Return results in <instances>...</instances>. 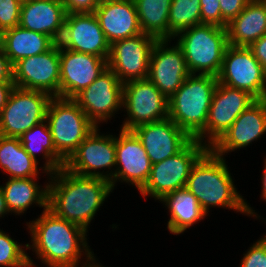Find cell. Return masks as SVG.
<instances>
[{"label": "cell", "instance_id": "6da1fadb", "mask_svg": "<svg viewBox=\"0 0 266 267\" xmlns=\"http://www.w3.org/2000/svg\"><path fill=\"white\" fill-rule=\"evenodd\" d=\"M48 177L51 180L48 181V209L88 231L95 214L113 191L111 182L74 174L64 166Z\"/></svg>", "mask_w": 266, "mask_h": 267}, {"label": "cell", "instance_id": "d590c367", "mask_svg": "<svg viewBox=\"0 0 266 267\" xmlns=\"http://www.w3.org/2000/svg\"><path fill=\"white\" fill-rule=\"evenodd\" d=\"M250 0H220V9L223 20L229 24L246 7Z\"/></svg>", "mask_w": 266, "mask_h": 267}, {"label": "cell", "instance_id": "e0dca14e", "mask_svg": "<svg viewBox=\"0 0 266 267\" xmlns=\"http://www.w3.org/2000/svg\"><path fill=\"white\" fill-rule=\"evenodd\" d=\"M152 163L140 139L132 130L121 129L116 137V164L110 180L114 189L116 182L130 183L139 191L147 182Z\"/></svg>", "mask_w": 266, "mask_h": 267}, {"label": "cell", "instance_id": "3957f363", "mask_svg": "<svg viewBox=\"0 0 266 267\" xmlns=\"http://www.w3.org/2000/svg\"><path fill=\"white\" fill-rule=\"evenodd\" d=\"M225 160L209 148L193 165L185 187L207 214L210 207L217 206L259 218L237 192Z\"/></svg>", "mask_w": 266, "mask_h": 267}, {"label": "cell", "instance_id": "d6a6232c", "mask_svg": "<svg viewBox=\"0 0 266 267\" xmlns=\"http://www.w3.org/2000/svg\"><path fill=\"white\" fill-rule=\"evenodd\" d=\"M23 0H0V34L19 26Z\"/></svg>", "mask_w": 266, "mask_h": 267}, {"label": "cell", "instance_id": "e575fe53", "mask_svg": "<svg viewBox=\"0 0 266 267\" xmlns=\"http://www.w3.org/2000/svg\"><path fill=\"white\" fill-rule=\"evenodd\" d=\"M200 5L201 23L227 27L228 24L222 18L220 0H200Z\"/></svg>", "mask_w": 266, "mask_h": 267}, {"label": "cell", "instance_id": "83f0119b", "mask_svg": "<svg viewBox=\"0 0 266 267\" xmlns=\"http://www.w3.org/2000/svg\"><path fill=\"white\" fill-rule=\"evenodd\" d=\"M19 139L23 148L38 163L36 154L42 152V158L46 162L41 169L48 175L55 173L65 166L66 160L56 151L46 120L26 131Z\"/></svg>", "mask_w": 266, "mask_h": 267}, {"label": "cell", "instance_id": "4fadbf2b", "mask_svg": "<svg viewBox=\"0 0 266 267\" xmlns=\"http://www.w3.org/2000/svg\"><path fill=\"white\" fill-rule=\"evenodd\" d=\"M255 101L256 99L249 93L218 82L212 97L205 129L195 139L211 148L236 118ZM204 139L206 140L204 141Z\"/></svg>", "mask_w": 266, "mask_h": 267}, {"label": "cell", "instance_id": "8992f818", "mask_svg": "<svg viewBox=\"0 0 266 267\" xmlns=\"http://www.w3.org/2000/svg\"><path fill=\"white\" fill-rule=\"evenodd\" d=\"M56 151L67 161L96 127L74 99L52 97L46 119Z\"/></svg>", "mask_w": 266, "mask_h": 267}, {"label": "cell", "instance_id": "7bdbcfd3", "mask_svg": "<svg viewBox=\"0 0 266 267\" xmlns=\"http://www.w3.org/2000/svg\"><path fill=\"white\" fill-rule=\"evenodd\" d=\"M95 256L93 255L89 260H86V262L83 263V266L81 267H104L96 262ZM88 263V264H87ZM96 263V264H95Z\"/></svg>", "mask_w": 266, "mask_h": 267}, {"label": "cell", "instance_id": "4dcf8cb0", "mask_svg": "<svg viewBox=\"0 0 266 267\" xmlns=\"http://www.w3.org/2000/svg\"><path fill=\"white\" fill-rule=\"evenodd\" d=\"M201 24L200 0H172L168 19L169 39L181 31Z\"/></svg>", "mask_w": 266, "mask_h": 267}, {"label": "cell", "instance_id": "52a82bcc", "mask_svg": "<svg viewBox=\"0 0 266 267\" xmlns=\"http://www.w3.org/2000/svg\"><path fill=\"white\" fill-rule=\"evenodd\" d=\"M208 149L207 145L192 139L176 155L152 164L149 178L139 190L140 194L161 200L165 195L184 188L193 165Z\"/></svg>", "mask_w": 266, "mask_h": 267}, {"label": "cell", "instance_id": "f6af8a7d", "mask_svg": "<svg viewBox=\"0 0 266 267\" xmlns=\"http://www.w3.org/2000/svg\"><path fill=\"white\" fill-rule=\"evenodd\" d=\"M257 1H259V2H261V3L266 5V0H257Z\"/></svg>", "mask_w": 266, "mask_h": 267}, {"label": "cell", "instance_id": "8fae6325", "mask_svg": "<svg viewBox=\"0 0 266 267\" xmlns=\"http://www.w3.org/2000/svg\"><path fill=\"white\" fill-rule=\"evenodd\" d=\"M99 130V127H95L91 131L64 167L80 176L101 177L110 181L116 164V135H100ZM101 169L108 171L103 173L99 171Z\"/></svg>", "mask_w": 266, "mask_h": 267}, {"label": "cell", "instance_id": "ab89813d", "mask_svg": "<svg viewBox=\"0 0 266 267\" xmlns=\"http://www.w3.org/2000/svg\"><path fill=\"white\" fill-rule=\"evenodd\" d=\"M14 87L15 84L13 82H0V113L7 104L8 98Z\"/></svg>", "mask_w": 266, "mask_h": 267}, {"label": "cell", "instance_id": "5b68a950", "mask_svg": "<svg viewBox=\"0 0 266 267\" xmlns=\"http://www.w3.org/2000/svg\"><path fill=\"white\" fill-rule=\"evenodd\" d=\"M175 38L183 51L190 74L217 77L228 46L226 28L201 23L181 31Z\"/></svg>", "mask_w": 266, "mask_h": 267}, {"label": "cell", "instance_id": "f1b7e54d", "mask_svg": "<svg viewBox=\"0 0 266 267\" xmlns=\"http://www.w3.org/2000/svg\"><path fill=\"white\" fill-rule=\"evenodd\" d=\"M38 162L23 148L20 139L0 135V168L9 178H32L39 175Z\"/></svg>", "mask_w": 266, "mask_h": 267}, {"label": "cell", "instance_id": "836d02e7", "mask_svg": "<svg viewBox=\"0 0 266 267\" xmlns=\"http://www.w3.org/2000/svg\"><path fill=\"white\" fill-rule=\"evenodd\" d=\"M244 253L240 267H266V234Z\"/></svg>", "mask_w": 266, "mask_h": 267}, {"label": "cell", "instance_id": "ba28073f", "mask_svg": "<svg viewBox=\"0 0 266 267\" xmlns=\"http://www.w3.org/2000/svg\"><path fill=\"white\" fill-rule=\"evenodd\" d=\"M217 81L245 91L256 100L266 99V73L249 47H226Z\"/></svg>", "mask_w": 266, "mask_h": 267}, {"label": "cell", "instance_id": "484cf974", "mask_svg": "<svg viewBox=\"0 0 266 267\" xmlns=\"http://www.w3.org/2000/svg\"><path fill=\"white\" fill-rule=\"evenodd\" d=\"M0 44L10 63L48 51L55 42L48 36L16 26L0 34Z\"/></svg>", "mask_w": 266, "mask_h": 267}, {"label": "cell", "instance_id": "7c38bea8", "mask_svg": "<svg viewBox=\"0 0 266 267\" xmlns=\"http://www.w3.org/2000/svg\"><path fill=\"white\" fill-rule=\"evenodd\" d=\"M15 87L42 91L60 97V46L55 43L48 51L20 59L13 65Z\"/></svg>", "mask_w": 266, "mask_h": 267}, {"label": "cell", "instance_id": "5bb4252c", "mask_svg": "<svg viewBox=\"0 0 266 267\" xmlns=\"http://www.w3.org/2000/svg\"><path fill=\"white\" fill-rule=\"evenodd\" d=\"M157 39L151 35H139L120 39L110 45L108 68L121 83L146 79L149 72L150 55Z\"/></svg>", "mask_w": 266, "mask_h": 267}, {"label": "cell", "instance_id": "f35d334b", "mask_svg": "<svg viewBox=\"0 0 266 267\" xmlns=\"http://www.w3.org/2000/svg\"><path fill=\"white\" fill-rule=\"evenodd\" d=\"M249 48L253 52L254 57L261 63L266 73V35L253 42Z\"/></svg>", "mask_w": 266, "mask_h": 267}, {"label": "cell", "instance_id": "d6986e66", "mask_svg": "<svg viewBox=\"0 0 266 267\" xmlns=\"http://www.w3.org/2000/svg\"><path fill=\"white\" fill-rule=\"evenodd\" d=\"M58 44L61 48L93 54L107 61L110 55L111 44L94 13L67 14Z\"/></svg>", "mask_w": 266, "mask_h": 267}, {"label": "cell", "instance_id": "cb8c5ba5", "mask_svg": "<svg viewBox=\"0 0 266 267\" xmlns=\"http://www.w3.org/2000/svg\"><path fill=\"white\" fill-rule=\"evenodd\" d=\"M226 29L228 45L249 47L266 35V5L257 0H250Z\"/></svg>", "mask_w": 266, "mask_h": 267}, {"label": "cell", "instance_id": "2e32d148", "mask_svg": "<svg viewBox=\"0 0 266 267\" xmlns=\"http://www.w3.org/2000/svg\"><path fill=\"white\" fill-rule=\"evenodd\" d=\"M170 41L157 40L154 44L147 77L168 100L190 75L181 47L177 43L169 47Z\"/></svg>", "mask_w": 266, "mask_h": 267}, {"label": "cell", "instance_id": "7a4b0ae2", "mask_svg": "<svg viewBox=\"0 0 266 267\" xmlns=\"http://www.w3.org/2000/svg\"><path fill=\"white\" fill-rule=\"evenodd\" d=\"M39 216L26 222L32 244L27 243L24 248H32L47 267H79L81 255H86V260L94 255L87 243L88 231L83 227L57 217L48 208Z\"/></svg>", "mask_w": 266, "mask_h": 267}, {"label": "cell", "instance_id": "b9f144b4", "mask_svg": "<svg viewBox=\"0 0 266 267\" xmlns=\"http://www.w3.org/2000/svg\"><path fill=\"white\" fill-rule=\"evenodd\" d=\"M264 170H263V173H262V179H261V181H262V198L266 201V158H265V160H264Z\"/></svg>", "mask_w": 266, "mask_h": 267}, {"label": "cell", "instance_id": "44dd1931", "mask_svg": "<svg viewBox=\"0 0 266 267\" xmlns=\"http://www.w3.org/2000/svg\"><path fill=\"white\" fill-rule=\"evenodd\" d=\"M263 134H266V99L256 100L244 110L210 149L224 157L226 153L247 147Z\"/></svg>", "mask_w": 266, "mask_h": 267}, {"label": "cell", "instance_id": "1f68e13d", "mask_svg": "<svg viewBox=\"0 0 266 267\" xmlns=\"http://www.w3.org/2000/svg\"><path fill=\"white\" fill-rule=\"evenodd\" d=\"M22 246L0 229V267H35Z\"/></svg>", "mask_w": 266, "mask_h": 267}, {"label": "cell", "instance_id": "277c9868", "mask_svg": "<svg viewBox=\"0 0 266 267\" xmlns=\"http://www.w3.org/2000/svg\"><path fill=\"white\" fill-rule=\"evenodd\" d=\"M217 84L215 76L190 74L168 100V117L191 139L205 129Z\"/></svg>", "mask_w": 266, "mask_h": 267}, {"label": "cell", "instance_id": "9c48e42d", "mask_svg": "<svg viewBox=\"0 0 266 267\" xmlns=\"http://www.w3.org/2000/svg\"><path fill=\"white\" fill-rule=\"evenodd\" d=\"M51 98L42 91L14 87L0 113V135L19 138L44 121Z\"/></svg>", "mask_w": 266, "mask_h": 267}, {"label": "cell", "instance_id": "9a60e30c", "mask_svg": "<svg viewBox=\"0 0 266 267\" xmlns=\"http://www.w3.org/2000/svg\"><path fill=\"white\" fill-rule=\"evenodd\" d=\"M74 100L96 126L108 122L122 108L123 83L107 68L92 84L80 92Z\"/></svg>", "mask_w": 266, "mask_h": 267}, {"label": "cell", "instance_id": "30bf717a", "mask_svg": "<svg viewBox=\"0 0 266 267\" xmlns=\"http://www.w3.org/2000/svg\"><path fill=\"white\" fill-rule=\"evenodd\" d=\"M122 108L128 116L121 125L124 130L168 117V99L148 78L123 83Z\"/></svg>", "mask_w": 266, "mask_h": 267}, {"label": "cell", "instance_id": "d4e9b609", "mask_svg": "<svg viewBox=\"0 0 266 267\" xmlns=\"http://www.w3.org/2000/svg\"><path fill=\"white\" fill-rule=\"evenodd\" d=\"M159 201H162L169 209L170 218L167 229L174 235L184 233L187 228L208 216L196 196L186 187L165 195Z\"/></svg>", "mask_w": 266, "mask_h": 267}, {"label": "cell", "instance_id": "ee69618b", "mask_svg": "<svg viewBox=\"0 0 266 267\" xmlns=\"http://www.w3.org/2000/svg\"><path fill=\"white\" fill-rule=\"evenodd\" d=\"M111 1H118V0H97L98 4L105 3V2H111Z\"/></svg>", "mask_w": 266, "mask_h": 267}, {"label": "cell", "instance_id": "ac0fdd59", "mask_svg": "<svg viewBox=\"0 0 266 267\" xmlns=\"http://www.w3.org/2000/svg\"><path fill=\"white\" fill-rule=\"evenodd\" d=\"M107 68L104 58L60 47V97L74 99Z\"/></svg>", "mask_w": 266, "mask_h": 267}, {"label": "cell", "instance_id": "74e56055", "mask_svg": "<svg viewBox=\"0 0 266 267\" xmlns=\"http://www.w3.org/2000/svg\"><path fill=\"white\" fill-rule=\"evenodd\" d=\"M0 82H13V65L0 44Z\"/></svg>", "mask_w": 266, "mask_h": 267}, {"label": "cell", "instance_id": "4316f807", "mask_svg": "<svg viewBox=\"0 0 266 267\" xmlns=\"http://www.w3.org/2000/svg\"><path fill=\"white\" fill-rule=\"evenodd\" d=\"M36 178L39 177L8 178L4 186H0L9 213L24 214L33 204L43 210L48 208V183L40 188Z\"/></svg>", "mask_w": 266, "mask_h": 267}, {"label": "cell", "instance_id": "7402d4cb", "mask_svg": "<svg viewBox=\"0 0 266 267\" xmlns=\"http://www.w3.org/2000/svg\"><path fill=\"white\" fill-rule=\"evenodd\" d=\"M66 15L62 0H23L19 26L48 35L58 43L63 33Z\"/></svg>", "mask_w": 266, "mask_h": 267}, {"label": "cell", "instance_id": "ffe728a7", "mask_svg": "<svg viewBox=\"0 0 266 267\" xmlns=\"http://www.w3.org/2000/svg\"><path fill=\"white\" fill-rule=\"evenodd\" d=\"M140 139L152 164L180 152L192 139L169 117L132 130Z\"/></svg>", "mask_w": 266, "mask_h": 267}, {"label": "cell", "instance_id": "60d3db41", "mask_svg": "<svg viewBox=\"0 0 266 267\" xmlns=\"http://www.w3.org/2000/svg\"><path fill=\"white\" fill-rule=\"evenodd\" d=\"M7 214H9L8 208L6 205V201H5L2 189L0 187V217L2 216L4 217V215H7Z\"/></svg>", "mask_w": 266, "mask_h": 267}, {"label": "cell", "instance_id": "8d00e7d4", "mask_svg": "<svg viewBox=\"0 0 266 267\" xmlns=\"http://www.w3.org/2000/svg\"><path fill=\"white\" fill-rule=\"evenodd\" d=\"M66 13H94L99 6L97 0H62Z\"/></svg>", "mask_w": 266, "mask_h": 267}, {"label": "cell", "instance_id": "f546056e", "mask_svg": "<svg viewBox=\"0 0 266 267\" xmlns=\"http://www.w3.org/2000/svg\"><path fill=\"white\" fill-rule=\"evenodd\" d=\"M141 31L157 40L169 39L168 19L172 0H134Z\"/></svg>", "mask_w": 266, "mask_h": 267}, {"label": "cell", "instance_id": "603a6c76", "mask_svg": "<svg viewBox=\"0 0 266 267\" xmlns=\"http://www.w3.org/2000/svg\"><path fill=\"white\" fill-rule=\"evenodd\" d=\"M94 14L110 44L142 33L134 0L101 3Z\"/></svg>", "mask_w": 266, "mask_h": 267}]
</instances>
